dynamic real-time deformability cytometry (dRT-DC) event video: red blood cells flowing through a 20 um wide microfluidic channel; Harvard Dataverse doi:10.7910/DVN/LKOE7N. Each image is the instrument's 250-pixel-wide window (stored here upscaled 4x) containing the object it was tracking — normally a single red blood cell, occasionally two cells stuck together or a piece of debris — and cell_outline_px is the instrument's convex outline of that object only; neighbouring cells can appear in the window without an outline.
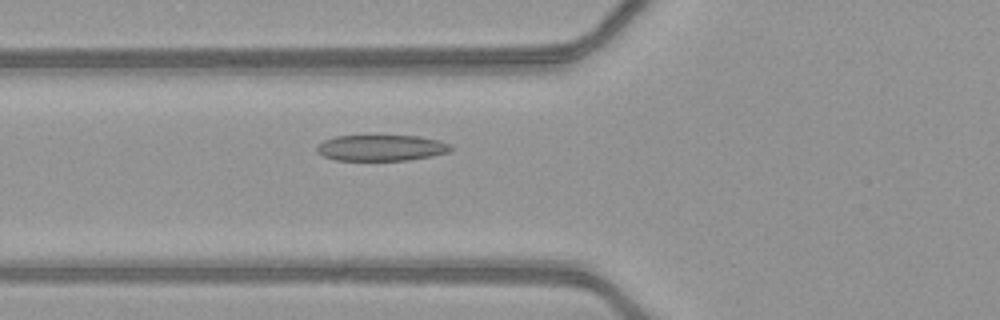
{"species": "common noctule bat (a hibernating species)", "species_latin": "Nyctalus noctula", "temperature_condition": "warm", "stored_images_in_passage": 49, "camera_frame_rate_fps": 3000, "um_per_image_px": 0.085, "animal": {"sex": "female", "body_mass_g": 21.9}, "frame": {"image": 1, "passage_image": 18, "time_ms": 5.667, "image_size_px": [1000, 320], "cell_outline_px": [[456, 148], [448, 152], [432, 156], [408, 160], [336, 160], [324, 156], [316, 152], [316, 148], [324, 140], [336, 136], [420, 136], [440, 140]], "centroid_in_image_um": [32.44, 12.57], "position_along_channel_um": 93.4, "area_um2": 20.29}}
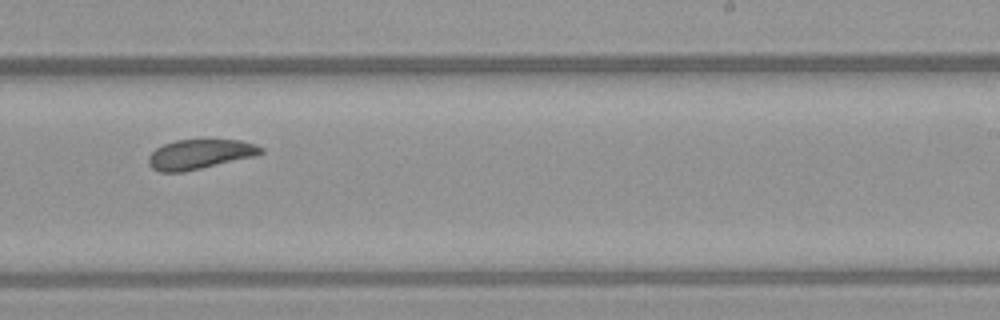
{"frame": {"image": 2, "passage_image": 31, "time_ms": 10.0, "image_size_px": [1000, 320], "cell_outline_px": [[264, 152], [256, 156], [184, 172], [160, 172], [152, 168], [148, 164], [148, 156], [156, 148], [164, 144], [176, 140], [240, 140], [256, 144], [264, 148]], "centroid_in_image_um": [17.0, 13.11], "position_along_channel_um": 272.0, "area_um2": 19.54}}
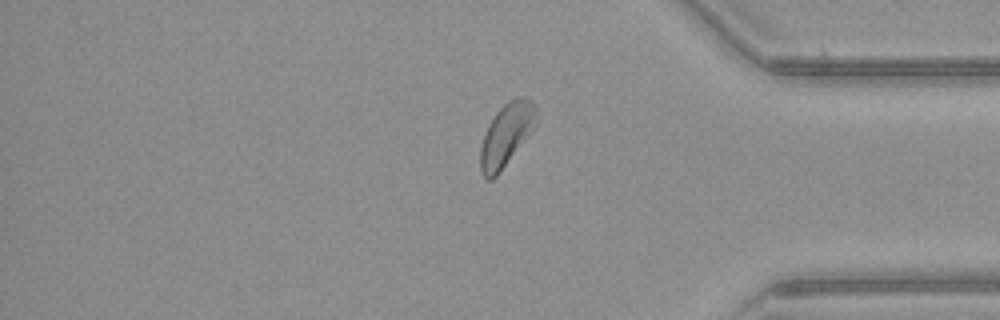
{"frame": {"image": 3, "passage_image": 41, "time_ms": 13.333, "image_size_px": [1000, 320], "cell_outline_px": [[536, 128], [496, 176], [492, 180], [488, 180], [484, 176], [480, 168], [480, 148], [488, 124], [496, 112], [508, 100], [520, 96], [528, 96], [532, 100], [536, 108]], "centroid_in_image_um": [43.07, 11.43], "position_along_channel_um": 392.1, "area_um2": 20.63}, "authors_computed_cell_mechanics": {"area_um2": 20.519, "velocity_mm_per_s": 4.1039, "shape_relaxation_time_tau1_ms": 4.257, "shape_relaxation_time_tau2_ms": 2.1394, "deformation_change_tau1": 0.1309, "deformation_change_tau2": 0.068}}